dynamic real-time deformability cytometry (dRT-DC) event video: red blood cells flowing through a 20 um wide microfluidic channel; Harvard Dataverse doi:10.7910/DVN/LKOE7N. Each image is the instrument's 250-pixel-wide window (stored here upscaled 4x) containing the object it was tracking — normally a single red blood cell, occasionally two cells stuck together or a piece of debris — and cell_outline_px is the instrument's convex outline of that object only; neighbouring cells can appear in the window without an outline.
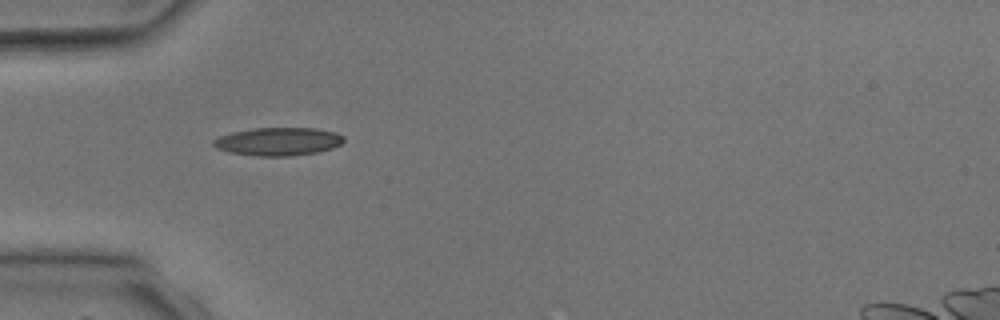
{"species": "common noctule bat (a hibernating species)", "species_latin": "Nyctalus noctula", "temperature_condition": "room temperature", "stored_images_in_passage": 3, "camera_frame_rate_fps": 3000, "um_per_image_px": 0.085, "animal": {"sex": "male", "body_mass_g": 17.9, "forearm_length_mm": 54.2}, "frame": {"image": 1, "passage_image": 2, "time_ms": 1.333, "image_size_px": [1000, 320], "cell_outline_px": [[344, 140], [340, 144], [332, 148], [316, 152], [288, 156], [256, 156], [232, 152], [216, 148], [212, 144], [212, 140], [220, 136], [232, 132], [252, 128], [316, 128], [336, 132], [344, 136]], "centroid_in_image_um": [23.65, 12.02], "position_along_channel_um": 61.4, "area_um2": 21.27}}